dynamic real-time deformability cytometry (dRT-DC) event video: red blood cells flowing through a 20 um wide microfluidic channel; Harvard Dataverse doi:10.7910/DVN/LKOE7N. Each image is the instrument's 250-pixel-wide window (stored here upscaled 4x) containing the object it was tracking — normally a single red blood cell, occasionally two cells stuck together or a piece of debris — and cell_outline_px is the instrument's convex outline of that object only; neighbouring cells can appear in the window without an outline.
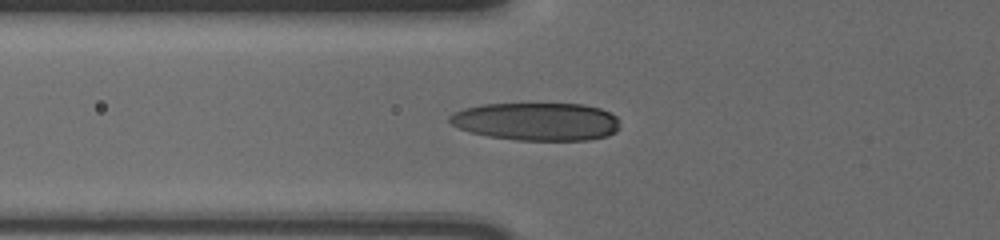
{"species": "human", "species_latin": "Homo sapiens", "temperature_condition": "cold", "stored_images_in_passage": 37, "camera_frame_rate_fps": 3000, "um_per_image_px": 0.085, "donor": {"sex": "male"}, "frame": {"image": 1, "passage_image": 2, "time_ms": 0.333, "image_size_px": [1000, 240], "cell_outline_px": [[620, 128], [616, 132], [608, 136], [588, 140], [516, 140], [488, 136], [468, 132], [452, 124], [448, 120], [448, 116], [464, 108], [484, 104], [584, 104], [600, 108], [616, 116], [620, 120]], "centroid_in_image_um": [45.65, 10.33], "position_along_channel_um": 80.2, "area_um2": 37.86}}
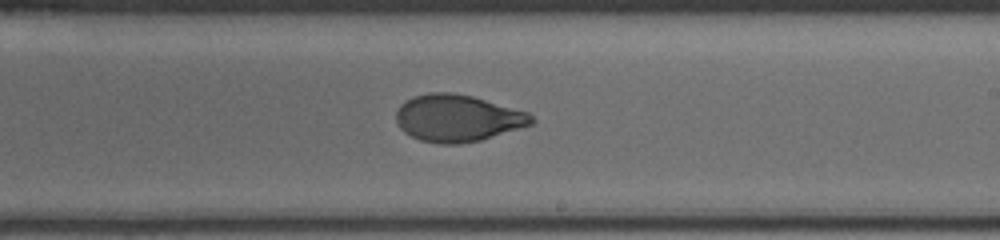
{"frame": {"image": 2, "passage_image": 16, "time_ms": 5.0, "image_size_px": [1000, 240], "cell_outline_px": [[536, 120], [532, 124], [480, 140], [460, 144], [440, 144], [420, 140], [404, 132], [400, 128], [396, 120], [396, 112], [400, 104], [404, 100], [412, 96], [428, 92], [452, 92], [472, 96], [528, 112]], "centroid_in_image_um": [38.86, 10.03], "position_along_channel_um": 250.1, "area_um2": 37.11}}
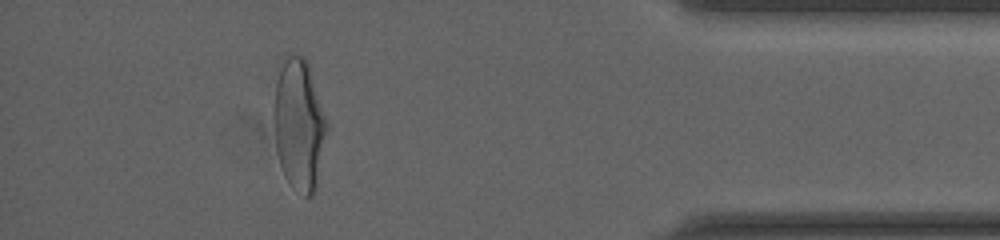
{"frame": {"image": 3, "passage_image": 32, "time_ms": 10.333, "image_size_px": [1000, 240], "cell_outline_px": [[328, 128], [316, 184], [312, 196], [304, 196], [284, 176], [280, 164], [276, 148], [272, 116], [272, 108], [276, 84], [280, 68], [284, 60], [292, 52], [304, 56], [308, 60], [328, 120]], "centroid_in_image_um": [25.42, 10.51], "position_along_channel_um": 409.8, "area_um2": 41.04}, "authors_computed_cell_mechanics": {"area_um2": 37.6278, "velocity_mm_per_s": 3.6367, "shape_relaxation_time_tau1_ms": 4.1829, "shape_relaxation_time_tau2_ms": 1.0699, "deformation_change_tau1": 0.1806, "deformation_change_tau2": 0.0558}}